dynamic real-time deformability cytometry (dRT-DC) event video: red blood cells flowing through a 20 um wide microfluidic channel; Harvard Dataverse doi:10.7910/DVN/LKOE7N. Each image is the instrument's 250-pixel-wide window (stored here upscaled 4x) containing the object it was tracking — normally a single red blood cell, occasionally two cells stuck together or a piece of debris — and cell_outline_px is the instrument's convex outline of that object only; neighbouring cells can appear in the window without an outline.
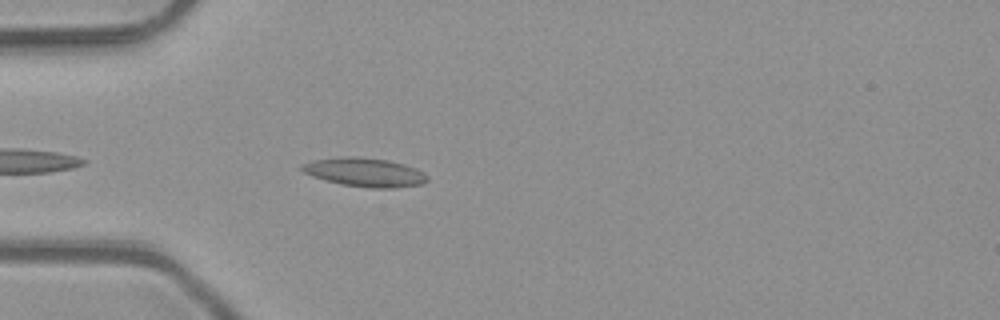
{"species": "common noctule bat (a hibernating species)", "species_latin": "Nyctalus noctula", "temperature_condition": "room temperature", "stored_images_in_passage": 11, "camera_frame_rate_fps": 3000, "um_per_image_px": 0.085, "animal": {"sex": "male", "body_mass_g": 23.1, "forearm_length_mm": 52.7}, "frame": {"image": 1, "passage_image": 4, "time_ms": 1.0, "image_size_px": [1000, 320], "cell_outline_px": [[428, 180], [424, 184], [396, 188], [372, 188], [340, 184], [312, 176], [304, 172], [300, 168], [300, 164], [312, 160], [340, 156], [356, 156], [388, 160], [404, 164], [416, 168], [424, 172], [428, 176]], "centroid_in_image_um": [31.01, 14.64], "position_along_channel_um": 54.0, "area_um2": 21.33}}
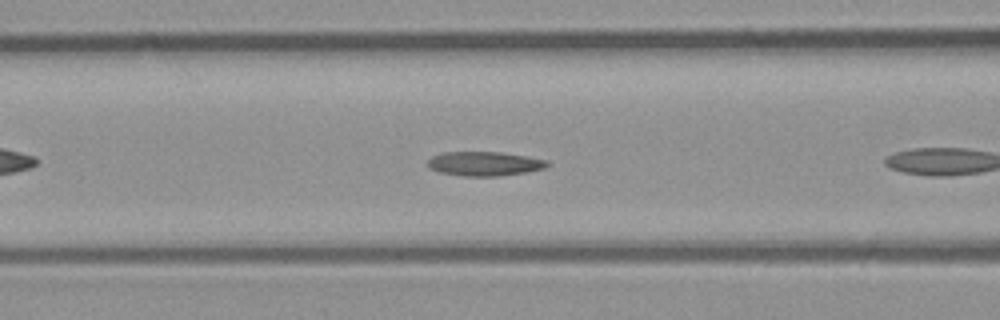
{"frame": {"image": 2, "passage_image": 7, "time_ms": 2.0, "image_size_px": [1000, 320], "cell_outline_px": [[548, 164], [544, 168], [524, 172], [500, 176], [464, 176], [440, 172], [428, 168], [428, 160], [432, 156], [444, 152], [500, 152], [548, 160]], "centroid_in_image_um": [41.14, 13.91], "position_along_channel_um": 125.5, "area_um2": 16.7}}
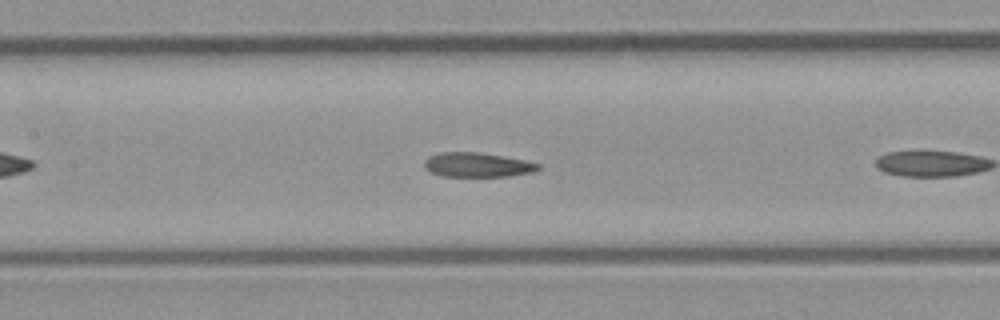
{"frame": {"image": 3, "passage_image": 10, "time_ms": 3.0, "image_size_px": [1000, 320], "cell_outline_px": [[540, 168], [532, 172], [508, 176], [444, 176], [432, 172], [424, 168], [424, 160], [428, 156], [440, 152], [476, 152], [524, 160], [540, 164]], "centroid_in_image_um": [40.53, 14.01], "position_along_channel_um": 166.9, "area_um2": 16.01}}